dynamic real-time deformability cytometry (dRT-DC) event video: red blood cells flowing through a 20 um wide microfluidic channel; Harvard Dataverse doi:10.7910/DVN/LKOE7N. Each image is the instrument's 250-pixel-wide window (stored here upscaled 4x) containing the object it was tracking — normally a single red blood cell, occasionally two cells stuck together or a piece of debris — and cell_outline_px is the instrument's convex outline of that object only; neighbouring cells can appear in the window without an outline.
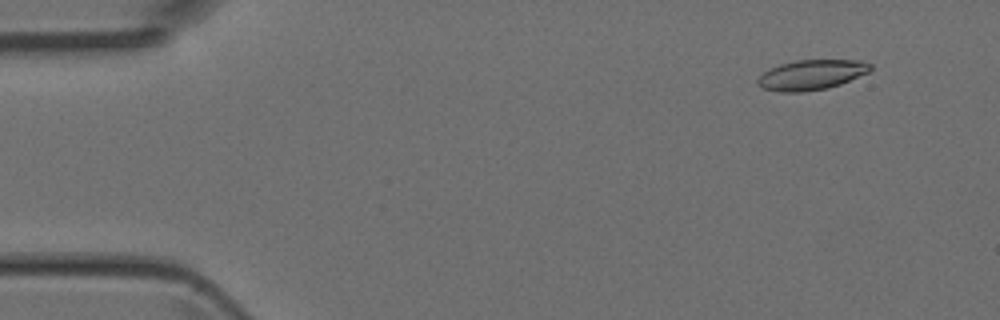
{"species": "Egyptian fruit bat (a non-hibernating species)", "species_latin": "Rousettus aegyptiacus", "temperature_condition": "room temperature", "stored_images_in_passage": 7, "camera_frame_rate_fps": 3000, "um_per_image_px": 0.085, "animal": {"sex": "female"}, "frame": {"image": 1, "passage_image": 1, "time_ms": 0.0, "image_size_px": [1000, 320], "cell_outline_px": [[872, 68], [868, 72], [840, 84], [828, 88], [804, 92], [780, 92], [764, 88], [756, 84], [756, 80], [764, 72], [780, 64], [796, 60], [860, 60], [872, 64]], "centroid_in_image_um": [68.97, 6.36], "position_along_channel_um": 16.0, "area_um2": 19.65}}
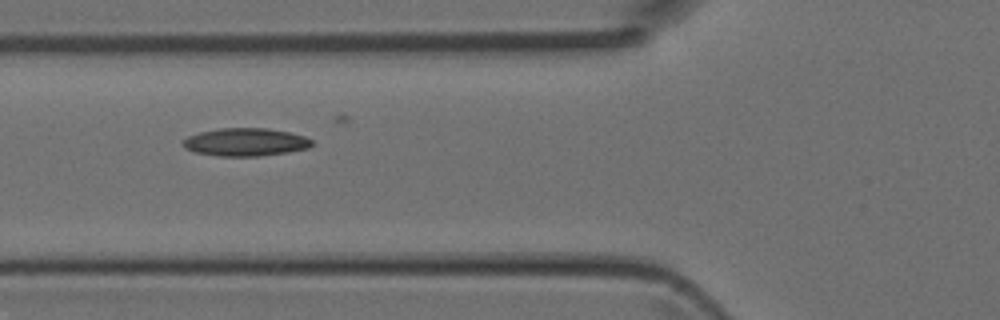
{"frame": {"image": 2, "passage_image": 5, "time_ms": 1.333, "image_size_px": [1000, 320], "cell_outline_px": [[312, 144], [308, 148], [288, 152], [260, 156], [220, 156], [196, 152], [184, 148], [184, 140], [188, 136], [200, 132], [220, 128], [268, 128], [288, 132], [304, 136], [312, 140]], "centroid_in_image_um": [20.88, 12.07], "position_along_channel_um": 104.9, "area_um2": 20.81}}
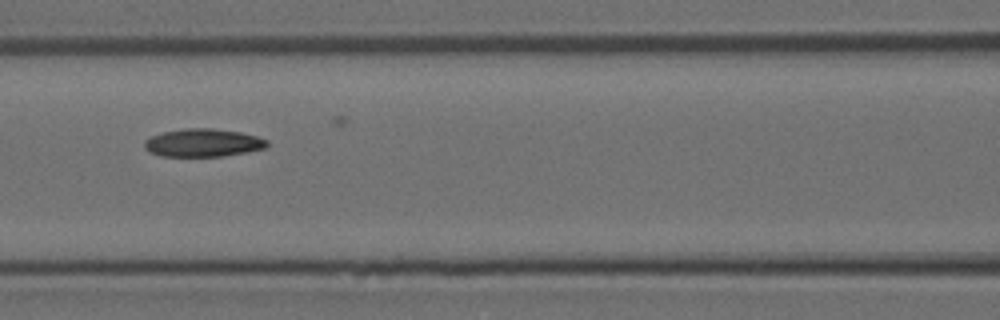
{"frame": {"image": 3, "passage_image": 6, "time_ms": 1.667, "image_size_px": [1000, 320], "cell_outline_px": [[268, 144], [264, 148], [248, 152], [220, 156], [160, 156], [148, 152], [144, 148], [144, 140], [152, 136], [164, 132], [184, 128], [212, 128], [240, 132], [256, 136], [268, 140]], "centroid_in_image_um": [17.23, 12.14], "position_along_channel_um": 149.4, "area_um2": 20.0}}